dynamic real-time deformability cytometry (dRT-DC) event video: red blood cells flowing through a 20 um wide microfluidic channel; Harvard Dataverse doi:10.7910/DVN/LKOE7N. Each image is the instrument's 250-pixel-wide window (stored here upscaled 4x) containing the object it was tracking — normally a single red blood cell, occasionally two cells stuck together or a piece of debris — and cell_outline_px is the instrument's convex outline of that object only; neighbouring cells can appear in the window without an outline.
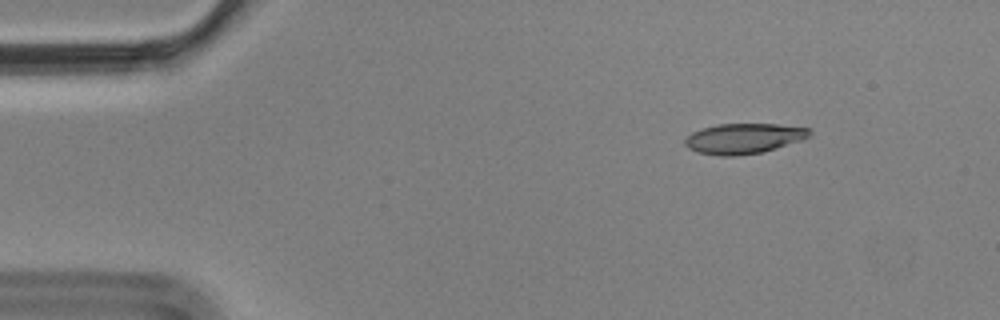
{"species": "Egyptian fruit bat (a non-hibernating species)", "species_latin": "Rousettus aegyptiacus", "temperature_condition": "cold", "stored_images_in_passage": 5, "camera_frame_rate_fps": 3000, "um_per_image_px": 0.085, "animal": {"sex": "male"}, "frame": {"image": 1, "passage_image": 2, "time_ms": 0.333, "image_size_px": [1000, 320], "cell_outline_px": [[812, 132], [804, 140], [764, 152], [736, 156], [720, 156], [696, 152], [688, 148], [684, 144], [684, 140], [692, 132], [716, 124], [776, 124], [812, 128]], "centroid_in_image_um": [63.25, 11.78], "position_along_channel_um": 21.8, "area_um2": 22.25}}